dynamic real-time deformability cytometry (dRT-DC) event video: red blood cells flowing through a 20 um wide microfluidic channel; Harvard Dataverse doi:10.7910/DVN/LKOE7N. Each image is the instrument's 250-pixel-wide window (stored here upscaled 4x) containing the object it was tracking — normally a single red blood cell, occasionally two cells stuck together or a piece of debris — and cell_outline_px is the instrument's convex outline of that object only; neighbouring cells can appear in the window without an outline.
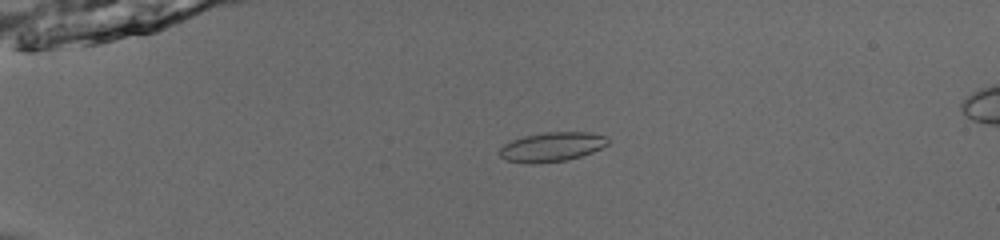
{"species": "common noctule bat (a hibernating species)", "species_latin": "Nyctalus noctula", "temperature_condition": "room temperature", "stored_images_in_passage": 54, "camera_frame_rate_fps": 3000, "um_per_image_px": 0.085, "animal": {"sex": "male", "body_mass_g": 13.0, "forearm_length_mm": 53.1}, "frame": {"image": 1, "passage_image": 15, "time_ms": 4.667, "image_size_px": [1000, 240], "cell_outline_px": [[608, 144], [592, 152], [580, 156], [564, 160], [532, 164], [528, 164], [504, 160], [496, 152], [504, 144], [512, 140], [524, 136], [544, 132], [592, 132], [604, 136], [608, 140]], "centroid_in_image_um": [46.85, 12.48], "position_along_channel_um": 38.2, "area_um2": 18.55}}
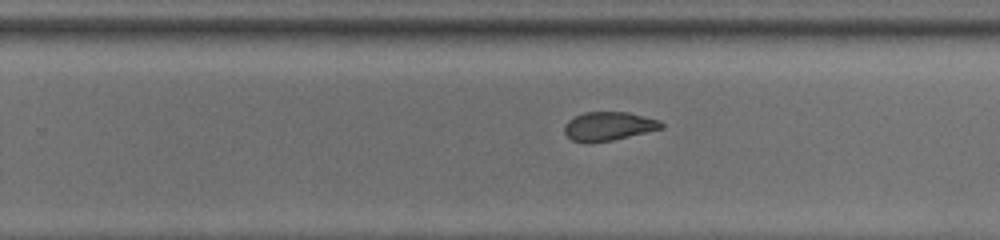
{"frame": {"image": 2, "passage_image": 37, "time_ms": 12.0, "image_size_px": [1000, 240], "cell_outline_px": [[664, 128], [612, 140], [572, 140], [564, 132], [564, 124], [568, 120], [584, 112], [628, 112], [660, 120], [664, 124]], "centroid_in_image_um": [51.78, 10.69], "position_along_channel_um": 278.0, "area_um2": 15.78}}
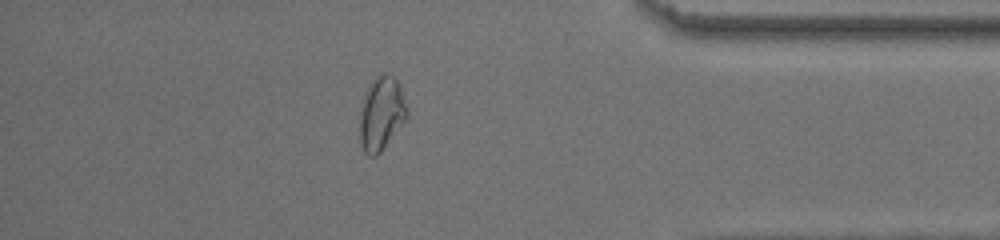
{"frame": {"image": 3, "passage_image": 48, "time_ms": 15.667, "image_size_px": [1000, 240], "cell_outline_px": [[408, 116], [380, 152], [376, 156], [368, 156], [364, 152], [360, 144], [360, 104], [364, 92], [368, 84], [376, 76], [384, 72], [388, 72], [400, 84], [408, 108]], "centroid_in_image_um": [32.4, 9.6], "position_along_channel_um": 402.8, "area_um2": 20.63}, "authors_computed_cell_mechanics": {"area_um2": 18.496, "velocity_mm_per_s": 3.9494, "shape_relaxation_time_tau1_ms": null, "shape_relaxation_time_tau2_ms": 1.646, "deformation_change_tau1": null, "deformation_change_tau2": 0.0662}}